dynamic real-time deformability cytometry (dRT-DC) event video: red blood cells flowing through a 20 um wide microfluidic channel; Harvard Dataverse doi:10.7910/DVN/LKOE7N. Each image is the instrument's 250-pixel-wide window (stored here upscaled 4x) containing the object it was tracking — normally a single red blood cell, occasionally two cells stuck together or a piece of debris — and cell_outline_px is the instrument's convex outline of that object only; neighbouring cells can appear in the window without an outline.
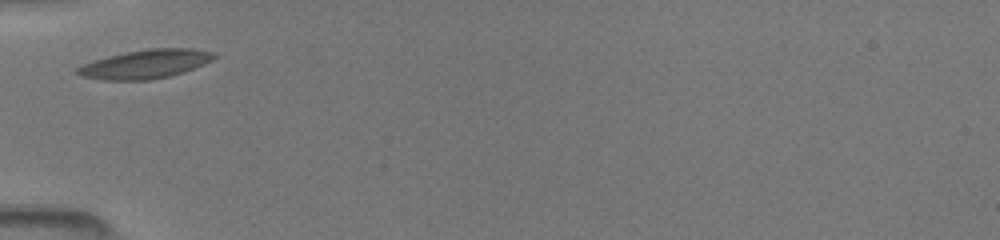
{"species": "common noctule bat (a hibernating species)", "species_latin": "Nyctalus noctula", "temperature_condition": "room temperature", "stored_images_in_passage": 2, "camera_frame_rate_fps": 3000, "um_per_image_px": 0.085, "animal": {"sex": "female", "body_mass_g": 19.5, "forearm_length_mm": 54.1}, "frame": {"image": 1, "passage_image": 1, "time_ms": 0.0, "image_size_px": [1000, 240], "cell_outline_px": [[216, 56], [212, 60], [204, 64], [184, 72], [168, 76], [148, 80], [104, 80], [80, 76], [76, 72], [76, 68], [84, 64], [108, 56], [148, 48], [192, 48], [216, 52]], "centroid_in_image_um": [12.39, 5.44], "position_along_channel_um": 72.6, "area_um2": 22.83}}
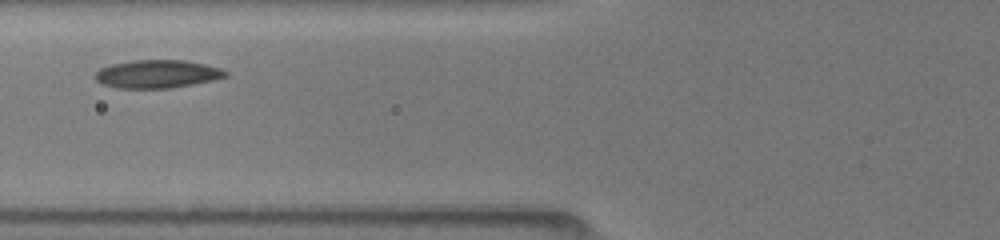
{"frame": {"image": 2, "passage_image": 2, "time_ms": 1.0, "image_size_px": [1000, 240], "cell_outline_px": [[228, 76], [212, 80], [172, 88], [116, 88], [104, 84], [96, 80], [96, 72], [100, 68], [112, 64], [132, 60], [184, 60], [204, 64], [220, 68], [228, 72]], "centroid_in_image_um": [13.37, 6.29], "position_along_channel_um": 112.4, "area_um2": 21.21}}